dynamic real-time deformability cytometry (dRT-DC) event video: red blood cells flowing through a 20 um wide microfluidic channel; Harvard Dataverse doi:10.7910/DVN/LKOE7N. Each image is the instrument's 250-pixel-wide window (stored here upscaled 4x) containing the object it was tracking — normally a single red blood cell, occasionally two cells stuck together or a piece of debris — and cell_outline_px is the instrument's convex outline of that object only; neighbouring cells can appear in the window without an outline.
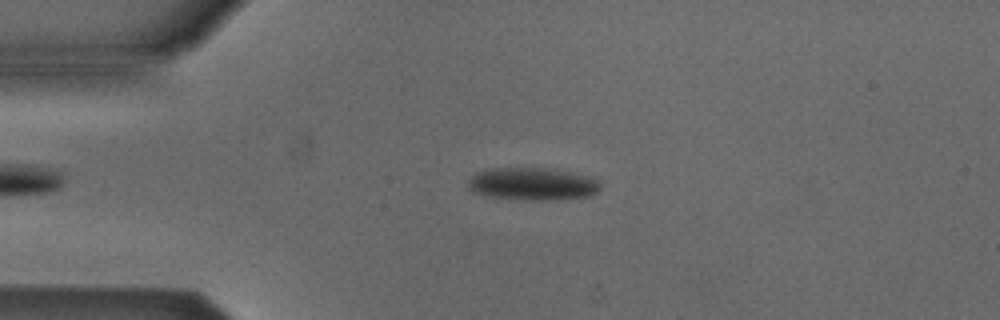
{"species": "Egyptian fruit bat (a non-hibernating species)", "species_latin": "Rousettus aegyptiacus", "temperature_condition": "cold", "stored_images_in_passage": 5, "camera_frame_rate_fps": 3000, "um_per_image_px": 0.085, "animal": {"sex": "male"}, "frame": {"image": 1, "passage_image": 4, "time_ms": 3.667, "image_size_px": [1000, 320], "cell_outline_px": [[600, 188], [596, 192], [588, 196], [540, 200], [524, 200], [484, 196], [472, 192], [468, 188], [468, 180], [476, 172], [492, 168], [544, 168], [568, 172], [584, 176], [596, 180], [600, 184]], "centroid_in_image_um": [45.16, 15.64], "position_along_channel_um": 39.8, "area_um2": 24.8}}